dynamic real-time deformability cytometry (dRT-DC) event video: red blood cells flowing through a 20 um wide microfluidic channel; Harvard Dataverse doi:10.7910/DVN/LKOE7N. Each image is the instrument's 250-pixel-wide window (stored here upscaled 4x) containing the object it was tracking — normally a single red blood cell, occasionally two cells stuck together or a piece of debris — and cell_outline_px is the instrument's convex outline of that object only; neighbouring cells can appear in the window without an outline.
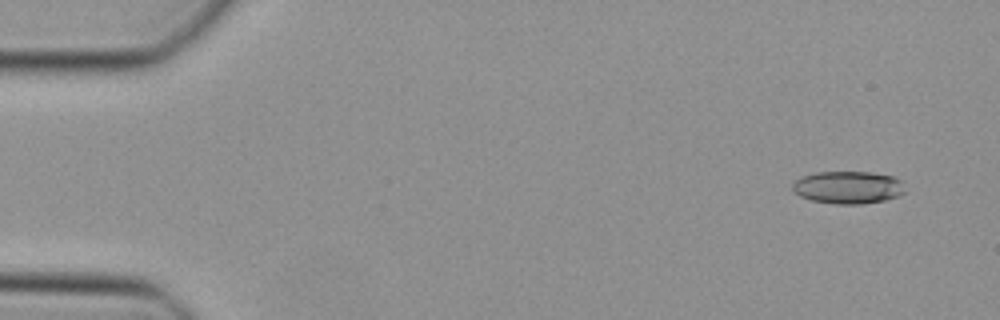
{"species": "Egyptian fruit bat (a non-hibernating species)", "species_latin": "Rousettus aegyptiacus", "temperature_condition": "cold", "stored_images_in_passage": 48, "camera_frame_rate_fps": 3000, "um_per_image_px": 0.085, "animal": {"sex": "female"}, "frame": {"image": 1, "passage_image": 3, "time_ms": 0.667, "image_size_px": [1000, 320], "cell_outline_px": [[904, 192], [896, 196], [884, 200], [860, 204], [836, 204], [812, 200], [800, 196], [792, 188], [792, 184], [796, 180], [804, 176], [816, 172], [872, 172], [892, 176], [904, 180]], "centroid_in_image_um": [72.11, 15.92], "position_along_channel_um": 12.9, "area_um2": 21.27}}
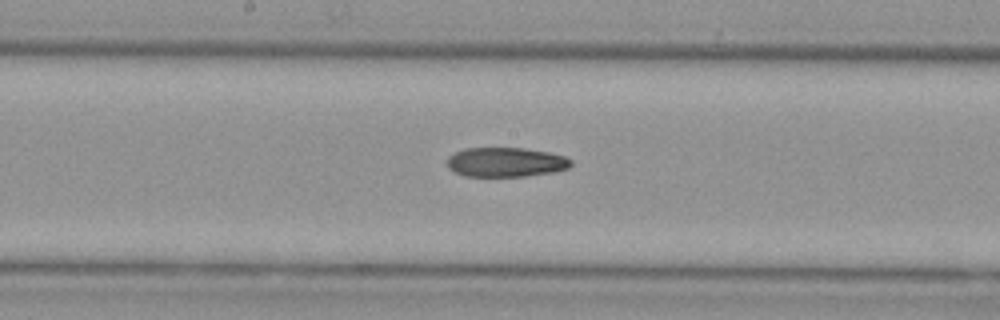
{"frame": {"image": 2, "passage_image": 25, "time_ms": 8.0, "image_size_px": [1000, 320], "cell_outline_px": [[572, 164], [568, 168], [556, 172], [524, 176], [464, 176], [448, 168], [448, 156], [464, 148], [524, 148], [548, 152], [564, 156], [572, 160]], "centroid_in_image_um": [43.01, 13.78], "position_along_channel_um": 205.2, "area_um2": 21.27}}
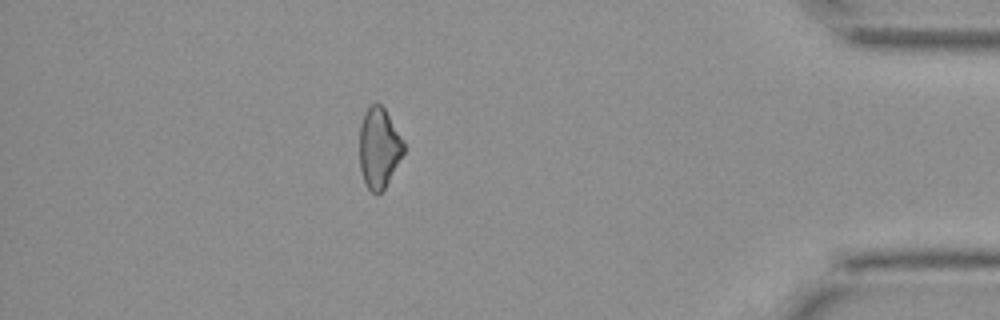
{"frame": {"image": 3, "passage_image": 42, "time_ms": 13.667, "image_size_px": [1000, 320], "cell_outline_px": [[404, 152], [384, 188], [376, 196], [364, 184], [360, 168], [360, 124], [364, 112], [372, 104], [380, 104], [384, 108], [404, 140]], "centroid_in_image_um": [32.2, 12.57], "position_along_channel_um": 403.0, "area_um2": 20.58}}